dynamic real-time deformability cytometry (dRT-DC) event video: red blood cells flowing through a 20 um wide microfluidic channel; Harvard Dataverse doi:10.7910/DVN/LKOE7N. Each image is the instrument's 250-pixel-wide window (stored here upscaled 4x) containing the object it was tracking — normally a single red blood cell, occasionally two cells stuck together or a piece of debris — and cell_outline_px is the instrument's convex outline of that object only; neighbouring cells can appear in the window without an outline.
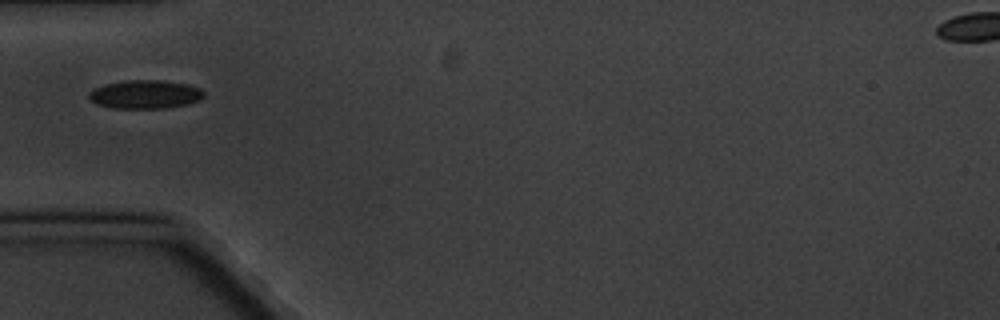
{"species": "common noctule bat (a hibernating species)", "species_latin": "Nyctalus noctula", "temperature_condition": "cold", "stored_images_in_passage": 7, "camera_frame_rate_fps": 3000, "um_per_image_px": 0.085, "animal": {"sex": "male", "body_mass_g": 20.1, "forearm_length_mm": 53.5}, "frame": {"image": 1, "passage_image": 5, "time_ms": 5.0, "image_size_px": [1000, 320], "cell_outline_px": [[204, 96], [200, 100], [188, 104], [164, 108], [112, 108], [96, 104], [88, 100], [88, 92], [104, 84], [128, 80], [164, 80], [188, 84], [200, 88], [204, 92]], "centroid_in_image_um": [12.33, 8.02], "position_along_channel_um": 72.7, "area_um2": 19.31}}